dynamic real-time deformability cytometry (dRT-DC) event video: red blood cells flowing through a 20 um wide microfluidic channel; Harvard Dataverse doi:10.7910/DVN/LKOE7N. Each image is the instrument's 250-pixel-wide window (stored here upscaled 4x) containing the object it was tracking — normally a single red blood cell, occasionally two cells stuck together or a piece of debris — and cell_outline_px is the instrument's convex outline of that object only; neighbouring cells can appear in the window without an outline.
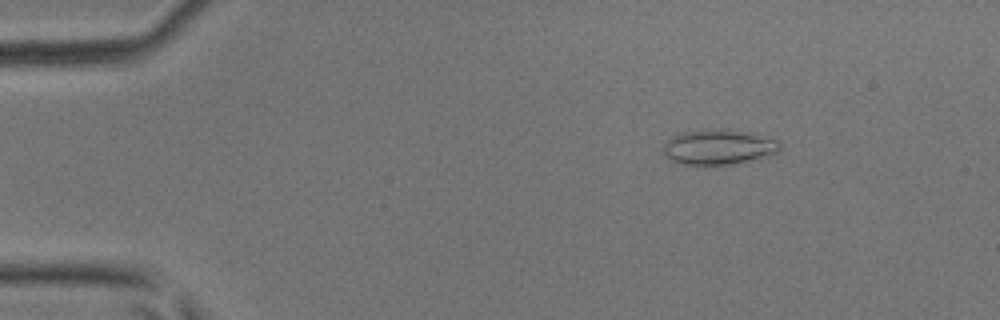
{"species": "common noctule bat (a hibernating species)", "species_latin": "Nyctalus noctula", "temperature_condition": "room temperature", "stored_images_in_passage": 47, "camera_frame_rate_fps": 3000, "um_per_image_px": 0.085, "animal": {"sex": "male", "body_mass_g": 17.9, "forearm_length_mm": 54.2}, "frame": {"image": 1, "passage_image": 7, "time_ms": 2.0, "image_size_px": [1000, 320], "cell_outline_px": [[780, 152], [732, 164], [680, 164], [668, 160], [664, 156], [664, 144], [672, 136], [680, 132], [704, 128], [728, 128], [752, 132], [776, 140], [780, 144]], "centroid_in_image_um": [61.04, 12.46], "position_along_channel_um": 24.0, "area_um2": 24.22}}
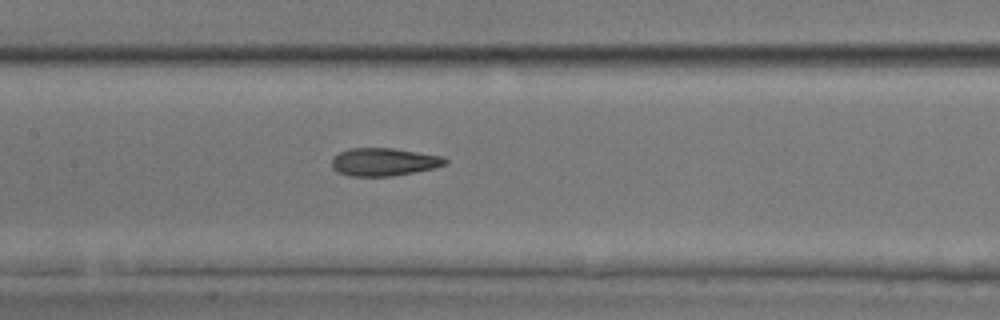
{"frame": {"image": 2, "passage_image": 23, "time_ms": 7.333, "image_size_px": [1000, 320], "cell_outline_px": [[448, 164], [432, 168], [392, 176], [348, 176], [336, 172], [332, 168], [332, 156], [348, 148], [392, 148], [444, 156], [448, 160]], "centroid_in_image_um": [32.6, 13.76], "position_along_channel_um": 174.8, "area_um2": 18.55}}
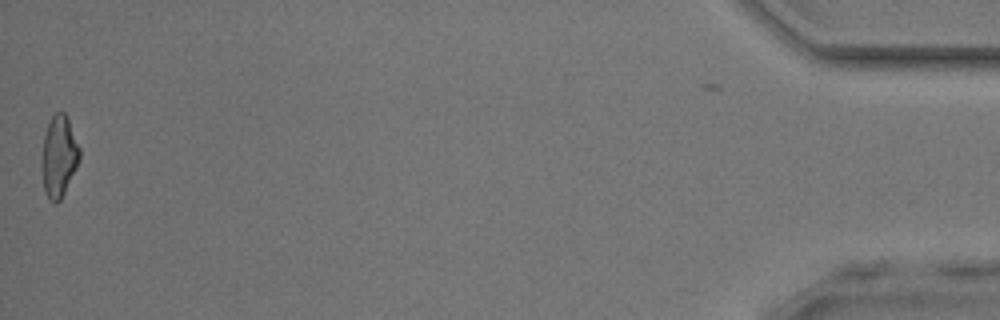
{"frame": {"image": 3, "passage_image": 47, "time_ms": 15.333, "image_size_px": [1000, 320], "cell_outline_px": [[80, 160], [60, 200], [56, 204], [48, 200], [44, 192], [40, 164], [40, 160], [44, 136], [48, 124], [52, 116], [56, 112], [64, 112], [68, 120], [80, 148]], "centroid_in_image_um": [4.97, 13.33], "position_along_channel_um": 430.2, "area_um2": 18.09}}